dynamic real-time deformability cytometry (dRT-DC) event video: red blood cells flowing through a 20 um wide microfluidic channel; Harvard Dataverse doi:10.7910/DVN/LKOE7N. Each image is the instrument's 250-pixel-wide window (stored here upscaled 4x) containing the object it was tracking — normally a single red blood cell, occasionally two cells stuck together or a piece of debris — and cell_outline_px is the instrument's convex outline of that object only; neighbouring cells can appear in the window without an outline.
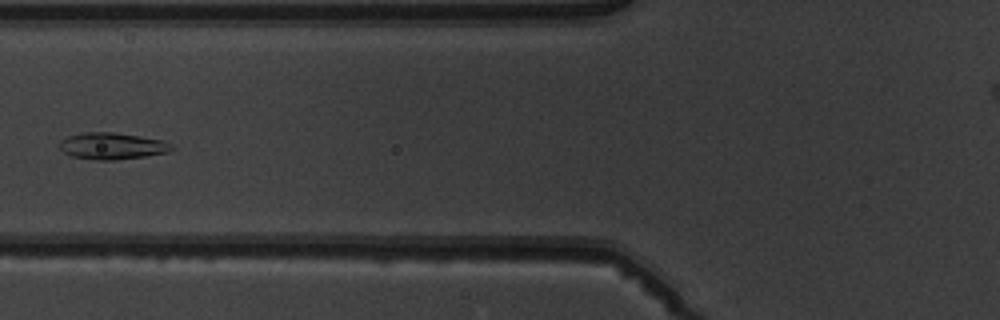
{"species": "common noctule bat (a hibernating species)", "species_latin": "Nyctalus noctula", "temperature_condition": "warm", "stored_images_in_passage": 6, "camera_frame_rate_fps": 3000, "um_per_image_px": 0.085, "animal": {"sex": "male", "body_mass_g": 19.5, "forearm_length_mm": 54.6}, "frame": {"image": 1, "passage_image": 5, "time_ms": 5.333, "image_size_px": [1000, 320], "cell_outline_px": [[176, 148], [168, 152], [144, 156], [116, 160], [100, 160], [72, 156], [64, 152], [60, 148], [60, 140], [68, 136], [84, 132], [112, 132], [140, 136], [164, 140], [172, 144]], "centroid_in_image_um": [9.57, 12.4], "position_along_channel_um": 116.2, "area_um2": 17.4}}